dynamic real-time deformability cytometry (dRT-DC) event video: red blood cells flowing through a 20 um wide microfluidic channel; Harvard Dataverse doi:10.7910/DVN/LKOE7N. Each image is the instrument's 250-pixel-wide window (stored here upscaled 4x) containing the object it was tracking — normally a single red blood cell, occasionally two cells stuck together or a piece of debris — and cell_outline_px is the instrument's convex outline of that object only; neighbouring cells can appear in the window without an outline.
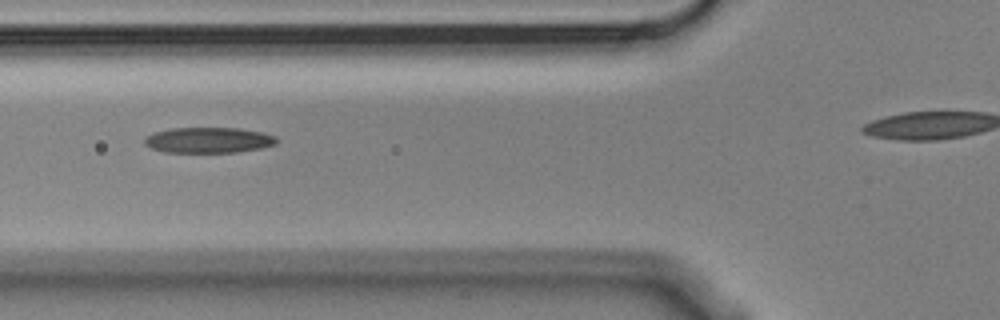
{"species": "Egyptian fruit bat (a non-hibernating species)", "species_latin": "Rousettus aegyptiacus", "temperature_condition": "cold", "stored_images_in_passage": 8, "segment_of_instrument_passage": [1, 2], "camera_frame_rate_fps": 3000, "um_per_image_px": 0.085, "animal": {"sex": "male"}, "frame": {"image": 1, "passage_image": 3, "time_ms": 0.667, "image_size_px": [1000, 320], "cell_outline_px": [[280, 140], [276, 144], [260, 148], [236, 152], [164, 152], [152, 148], [144, 144], [144, 140], [148, 136], [156, 132], [172, 128], [240, 128], [264, 132], [276, 136]], "centroid_in_image_um": [17.79, 11.9], "position_along_channel_um": 108.0, "area_um2": 19.71}}
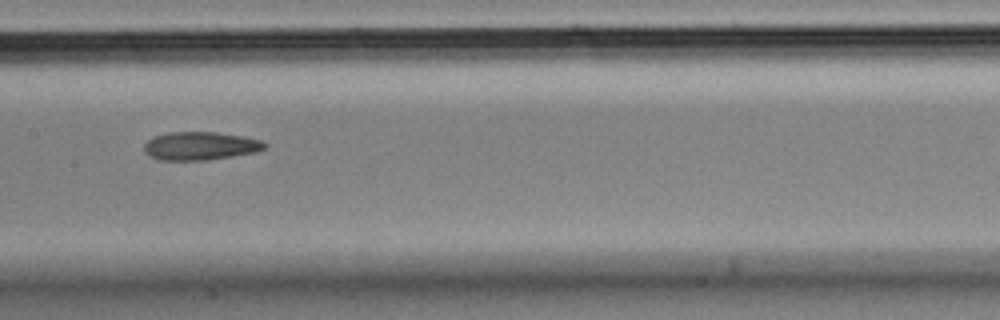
{"frame": {"image": 2, "passage_image": 5, "time_ms": 1.333, "image_size_px": [1000, 320], "cell_outline_px": [[268, 144], [264, 148], [256, 152], [208, 160], [160, 160], [148, 156], [144, 152], [144, 144], [148, 140], [156, 136], [168, 132], [216, 132], [244, 136], [260, 140]], "centroid_in_image_um": [17.01, 12.4], "position_along_channel_um": 190.4, "area_um2": 19.88}}
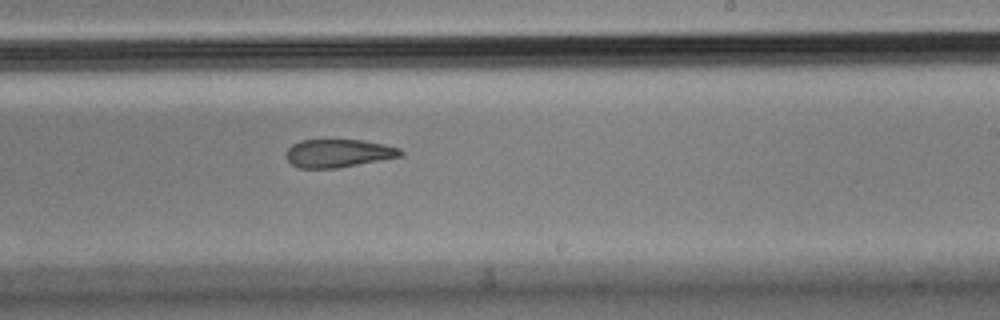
{"frame": {"image": 3, "passage_image": 7, "time_ms": 2.0, "image_size_px": [1000, 320], "cell_outline_px": [[404, 152], [400, 156], [340, 168], [300, 168], [292, 164], [284, 156], [284, 152], [292, 144], [300, 140], [360, 140], [384, 144], [400, 148]], "centroid_in_image_um": [28.72, 13.03], "position_along_channel_um": 260.3, "area_um2": 18.79}}